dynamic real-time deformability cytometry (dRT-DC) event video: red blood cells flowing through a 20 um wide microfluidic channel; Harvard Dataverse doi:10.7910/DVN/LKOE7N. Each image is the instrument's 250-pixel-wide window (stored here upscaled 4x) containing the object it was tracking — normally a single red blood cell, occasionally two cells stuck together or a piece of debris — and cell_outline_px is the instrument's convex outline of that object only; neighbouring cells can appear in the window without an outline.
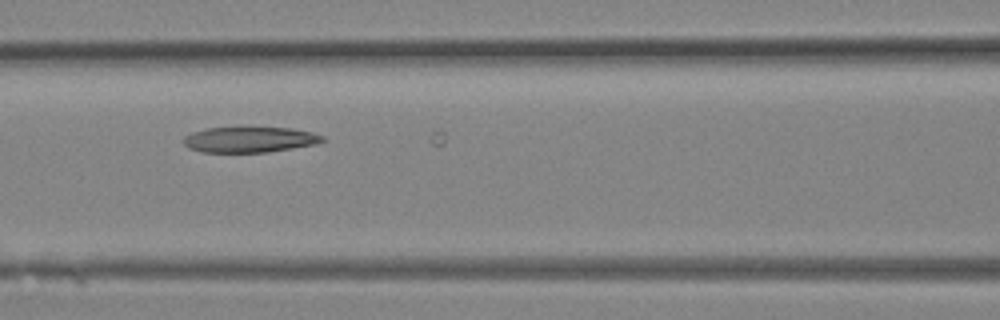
{"species": "Egyptian fruit bat (a non-hibernating species)", "species_latin": "Rousettus aegyptiacus", "temperature_condition": "room temperature", "stored_images_in_passage": 14, "camera_frame_rate_fps": 3000, "um_per_image_px": 0.085, "animal": {"sex": "female"}, "frame": {"image": 1, "passage_image": 12, "time_ms": 3.667, "image_size_px": [1000, 320], "cell_outline_px": [[324, 140], [316, 144], [268, 152], [200, 152], [188, 148], [184, 144], [184, 136], [192, 132], [208, 128], [292, 128], [312, 132], [324, 136]], "centroid_in_image_um": [21.21, 11.87], "position_along_channel_um": 145.4, "area_um2": 20.58}}